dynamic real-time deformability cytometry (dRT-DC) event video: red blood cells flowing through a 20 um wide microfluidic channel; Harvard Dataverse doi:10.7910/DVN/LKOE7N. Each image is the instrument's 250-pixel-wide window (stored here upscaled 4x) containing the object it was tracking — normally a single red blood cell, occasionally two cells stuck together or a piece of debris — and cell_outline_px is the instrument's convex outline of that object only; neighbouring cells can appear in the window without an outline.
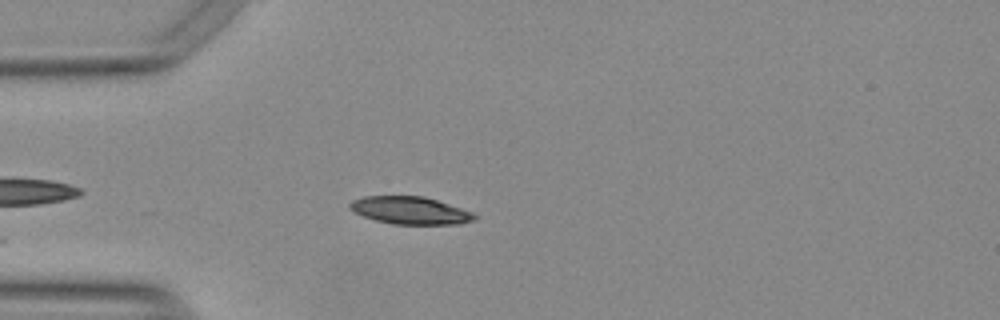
{"species": "Egyptian fruit bat (a non-hibernating species)", "species_latin": "Rousettus aegyptiacus", "temperature_condition": "warm", "stored_images_in_passage": 14, "camera_frame_rate_fps": 3000, "um_per_image_px": 0.085, "animal": {"sex": "female"}, "frame": {"image": 1, "passage_image": 6, "time_ms": 1.667, "image_size_px": [1000, 320], "cell_outline_px": [[476, 220], [460, 224], [392, 224], [376, 220], [364, 216], [348, 208], [348, 204], [352, 200], [364, 196], [424, 196], [472, 212], [476, 216]], "centroid_in_image_um": [34.85, 17.89], "position_along_channel_um": 50.1, "area_um2": 19.88}}
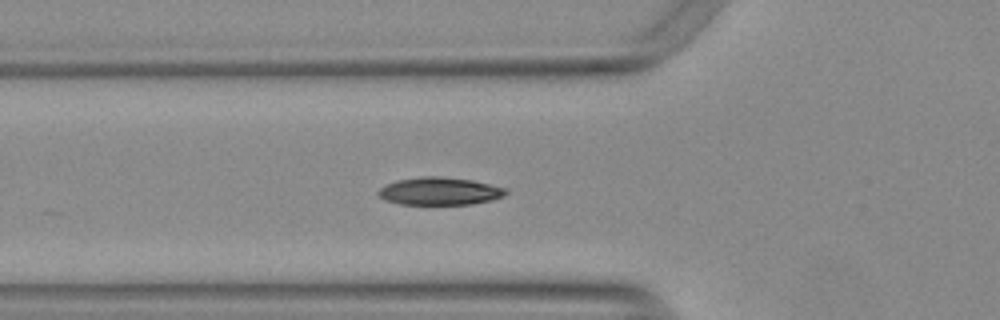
{"frame": {"image": 2, "passage_image": 10, "time_ms": 3.0, "image_size_px": [1000, 320], "cell_outline_px": [[508, 192], [504, 196], [492, 200], [472, 204], [400, 204], [384, 200], [376, 192], [380, 188], [396, 180], [420, 176], [440, 176], [472, 180], [508, 188]], "centroid_in_image_um": [37.39, 16.24], "position_along_channel_um": 88.4, "area_um2": 20.69}}
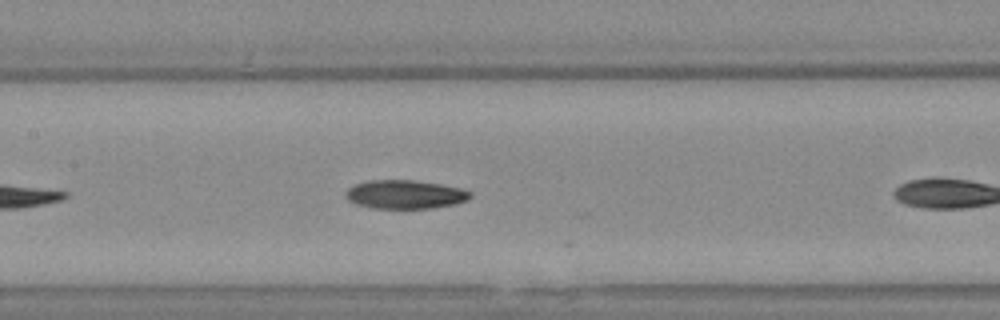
{"frame": {"image": 3, "passage_image": 13, "time_ms": 4.0, "image_size_px": [1000, 320], "cell_outline_px": [[472, 196], [468, 200], [452, 204], [432, 208], [372, 208], [356, 204], [348, 200], [344, 196], [348, 188], [352, 184], [368, 180], [412, 180], [440, 184], [460, 188], [472, 192]], "centroid_in_image_um": [34.39, 16.52], "position_along_channel_um": 173.0, "area_um2": 20.87}}